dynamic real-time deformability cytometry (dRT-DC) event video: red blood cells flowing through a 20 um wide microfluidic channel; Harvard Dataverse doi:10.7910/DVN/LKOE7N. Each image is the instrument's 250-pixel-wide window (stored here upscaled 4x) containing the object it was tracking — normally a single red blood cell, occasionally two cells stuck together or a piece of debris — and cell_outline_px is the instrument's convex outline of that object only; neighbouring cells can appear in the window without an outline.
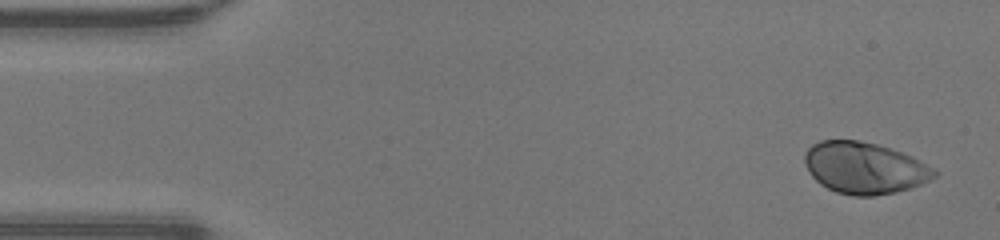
{"species": "human", "species_latin": "Homo sapiens", "temperature_condition": "warm", "stored_images_in_passage": 46, "camera_frame_rate_fps": 3000, "um_per_image_px": 0.085, "donor": {"sex": "male"}, "frame": {"image": 1, "passage_image": 1, "time_ms": 0.0, "image_size_px": [1000, 240], "cell_outline_px": [[940, 172], [932, 180], [896, 192], [876, 196], [852, 196], [836, 192], [820, 184], [808, 172], [804, 164], [804, 156], [808, 148], [812, 144], [820, 140], [856, 140], [876, 144], [912, 156], [920, 160]], "centroid_in_image_um": [73.48, 14.28], "position_along_channel_um": 11.5, "area_um2": 39.13}}
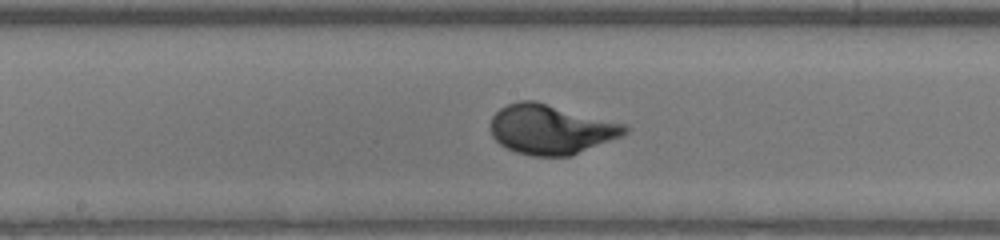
{"frame": {"image": 2, "passage_image": 23, "time_ms": 7.333, "image_size_px": [1000, 240], "cell_outline_px": [[628, 132], [620, 136], [572, 156], [532, 156], [516, 152], [504, 148], [492, 136], [492, 116], [500, 108], [508, 104], [520, 100], [536, 100], [624, 124], [628, 128]], "centroid_in_image_um": [46.8, 11.0], "position_along_channel_um": 201.4, "area_um2": 38.73}}
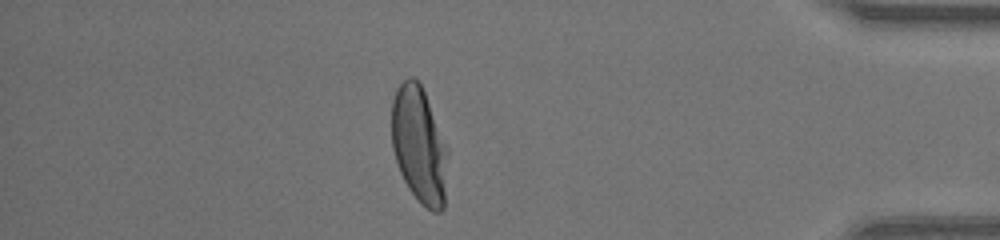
{"frame": {"image": 3, "passage_image": 40, "time_ms": 13.0, "image_size_px": [1000, 240], "cell_outline_px": [[448, 152], [444, 208], [440, 212], [432, 212], [420, 204], [408, 188], [400, 172], [392, 148], [392, 100], [396, 88], [408, 76], [412, 76], [420, 84], [424, 92], [448, 148]], "centroid_in_image_um": [35.63, 12.36], "position_along_channel_um": 399.6, "area_um2": 38.21}, "authors_computed_cell_mechanics": {"area_um2": 38.1769, "velocity_mm_per_s": 4.2697, "shape_relaxation_time_tau1_ms": 2.9068, "shape_relaxation_time_tau2_ms": null, "deformation_change_tau1": 0.2032, "deformation_change_tau2": null}}